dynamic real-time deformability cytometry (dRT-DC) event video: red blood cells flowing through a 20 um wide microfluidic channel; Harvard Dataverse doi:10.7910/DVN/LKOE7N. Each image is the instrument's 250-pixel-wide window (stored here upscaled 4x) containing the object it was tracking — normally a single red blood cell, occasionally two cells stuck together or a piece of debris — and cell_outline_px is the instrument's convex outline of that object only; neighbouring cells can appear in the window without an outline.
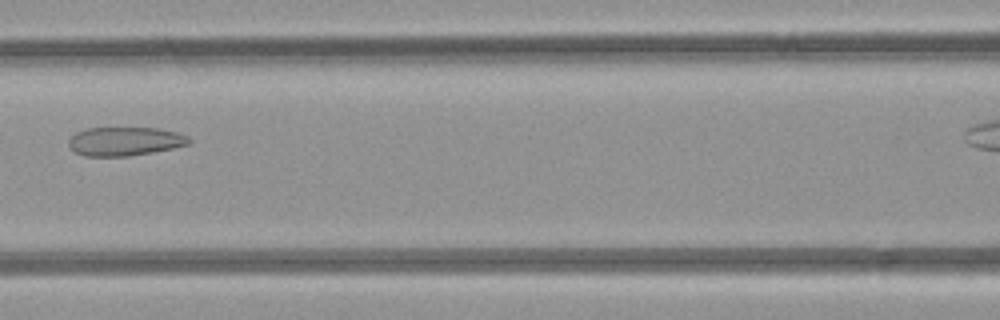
{"species": "common noctule bat (a hibernating species)", "species_latin": "Nyctalus noctula", "temperature_condition": "room temperature", "stored_images_in_passage": 6, "segment_of_instrument_passage": [1, 2], "camera_frame_rate_fps": 3000, "um_per_image_px": 0.085, "animal": {"sex": "female", "body_mass_g": 21.9}, "frame": {"image": 1, "passage_image": 4, "time_ms": 3.333, "image_size_px": [1000, 320], "cell_outline_px": [[192, 140], [188, 144], [172, 148], [152, 152], [128, 156], [84, 156], [76, 152], [68, 144], [68, 140], [76, 132], [88, 128], [156, 128], [176, 132], [188, 136]], "centroid_in_image_um": [10.61, 12.01], "position_along_channel_um": 156.0, "area_um2": 20.0}}
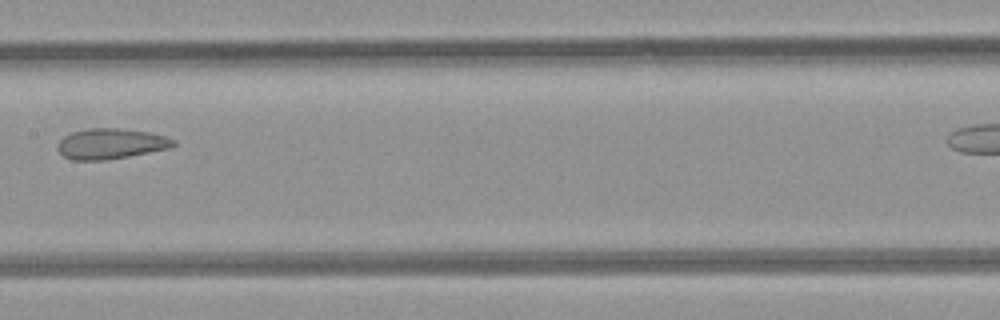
{"frame": {"image": 2, "passage_image": 5, "time_ms": 4.333, "image_size_px": [1000, 320], "cell_outline_px": [[176, 144], [172, 148], [108, 160], [72, 160], [64, 156], [56, 148], [60, 140], [64, 136], [72, 132], [88, 128], [120, 128], [148, 132], [164, 136], [176, 140]], "centroid_in_image_um": [9.43, 12.22], "position_along_channel_um": 198.0, "area_um2": 20.69}}